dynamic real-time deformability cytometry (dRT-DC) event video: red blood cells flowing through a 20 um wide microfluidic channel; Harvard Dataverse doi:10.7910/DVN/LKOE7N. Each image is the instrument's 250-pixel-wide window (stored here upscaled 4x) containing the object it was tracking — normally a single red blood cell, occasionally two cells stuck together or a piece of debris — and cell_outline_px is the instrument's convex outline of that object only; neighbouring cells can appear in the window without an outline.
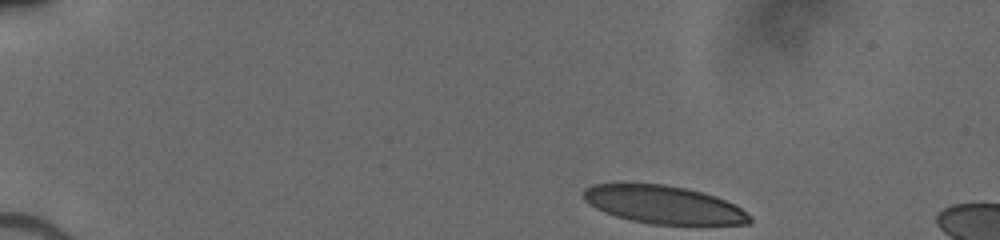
{"species": "human", "species_latin": "Homo sapiens", "temperature_condition": "cold", "stored_images_in_passage": 42, "camera_frame_rate_fps": 3000, "um_per_image_px": 0.085, "donor": {"sex": "male"}, "frame": {"image": 1, "passage_image": 1, "time_ms": 0.0, "image_size_px": [1000, 240], "cell_outline_px": [[752, 224], [652, 224], [628, 220], [604, 212], [588, 204], [584, 200], [584, 188], [592, 184], [620, 180], [664, 184], [684, 188], [716, 196], [740, 208], [752, 216]], "centroid_in_image_um": [56.3, 17.35], "position_along_channel_um": 28.7, "area_um2": 37.57}}
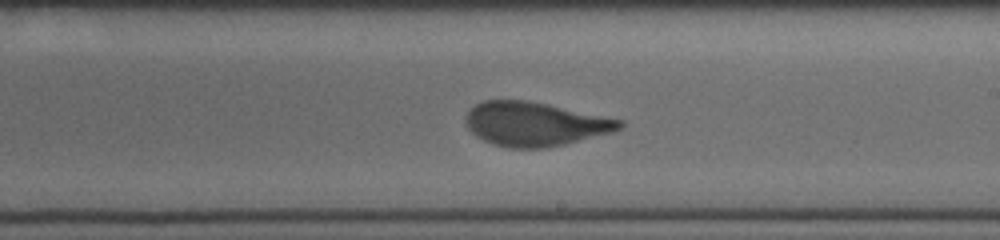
{"frame": {"image": 2, "passage_image": 25, "time_ms": 7.667, "image_size_px": [1000, 240], "cell_outline_px": [[624, 128], [612, 132], [564, 144], [544, 148], [508, 148], [492, 144], [476, 136], [468, 128], [464, 120], [464, 116], [476, 104], [484, 100], [528, 100], [548, 104], [624, 120]], "centroid_in_image_um": [45.47, 10.54], "position_along_channel_um": 243.5, "area_um2": 39.54}}
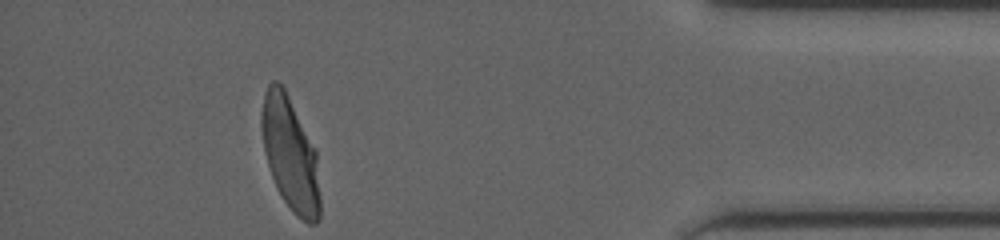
{"frame": {"image": 3, "passage_image": 41, "time_ms": 12.667, "image_size_px": [1000, 240], "cell_outline_px": [[320, 220], [316, 224], [308, 224], [296, 216], [292, 212], [276, 188], [268, 164], [264, 148], [264, 92], [268, 84], [272, 80], [276, 80], [284, 88], [316, 148], [320, 196]], "centroid_in_image_um": [24.73, 13.18], "position_along_channel_um": 410.5, "area_um2": 38.09}}